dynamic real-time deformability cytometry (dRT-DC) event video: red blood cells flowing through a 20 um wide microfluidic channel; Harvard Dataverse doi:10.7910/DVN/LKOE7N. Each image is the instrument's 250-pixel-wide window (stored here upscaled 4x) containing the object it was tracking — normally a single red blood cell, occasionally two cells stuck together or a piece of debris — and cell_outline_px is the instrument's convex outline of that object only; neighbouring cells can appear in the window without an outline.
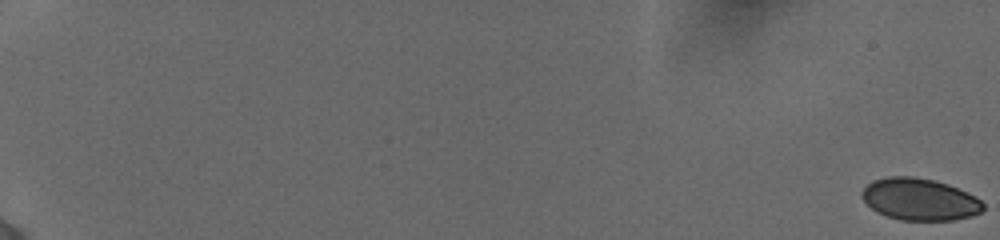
{"species": "human", "species_latin": "Homo sapiens", "temperature_condition": "cold", "stored_images_in_passage": 58, "camera_frame_rate_fps": 3000, "um_per_image_px": 0.085, "donor": {"sex": "female"}, "frame": {"image": 1, "passage_image": 1, "time_ms": 0.0, "image_size_px": [1000, 240], "cell_outline_px": [[984, 208], [980, 212], [972, 216], [952, 220], [900, 220], [876, 212], [860, 196], [860, 192], [872, 180], [888, 176], [912, 176], [932, 180], [948, 184], [968, 192], [980, 200], [984, 204]], "centroid_in_image_um": [78.16, 16.94], "position_along_channel_um": 6.8, "area_um2": 29.65}}
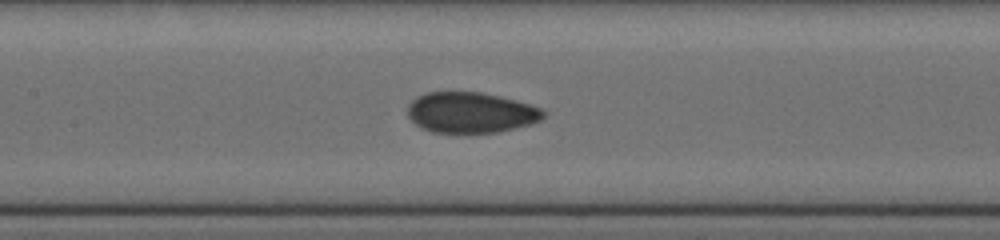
{"frame": {"image": 2, "passage_image": 32, "time_ms": 10.333, "image_size_px": [1000, 240], "cell_outline_px": [[544, 116], [540, 120], [532, 124], [500, 132], [432, 132], [420, 128], [408, 116], [408, 104], [416, 96], [428, 92], [480, 92], [500, 96], [516, 100], [540, 108], [544, 112]], "centroid_in_image_um": [40.0, 9.56], "position_along_channel_um": 167.4, "area_um2": 32.14}}
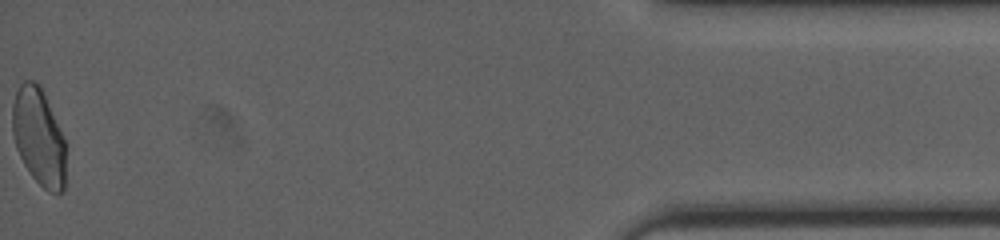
{"frame": {"image": 3, "passage_image": 58, "time_ms": 19.0, "image_size_px": [1000, 240], "cell_outline_px": [[64, 192], [48, 192], [32, 176], [24, 164], [16, 148], [12, 132], [12, 104], [16, 92], [20, 84], [24, 80], [36, 80], [40, 84], [64, 140]], "centroid_in_image_um": [3.26, 11.6], "position_along_channel_um": 431.9, "area_um2": 29.88}, "authors_computed_cell_mechanics": {"area_um2": 31.7611, "velocity_mm_per_s": 3.8799, "shape_relaxation_time_tau1_ms": 7.7847, "shape_relaxation_time_tau2_ms": 0.6465, "deformation_change_tau1": 0.1399, "deformation_change_tau2": 0.0414}}